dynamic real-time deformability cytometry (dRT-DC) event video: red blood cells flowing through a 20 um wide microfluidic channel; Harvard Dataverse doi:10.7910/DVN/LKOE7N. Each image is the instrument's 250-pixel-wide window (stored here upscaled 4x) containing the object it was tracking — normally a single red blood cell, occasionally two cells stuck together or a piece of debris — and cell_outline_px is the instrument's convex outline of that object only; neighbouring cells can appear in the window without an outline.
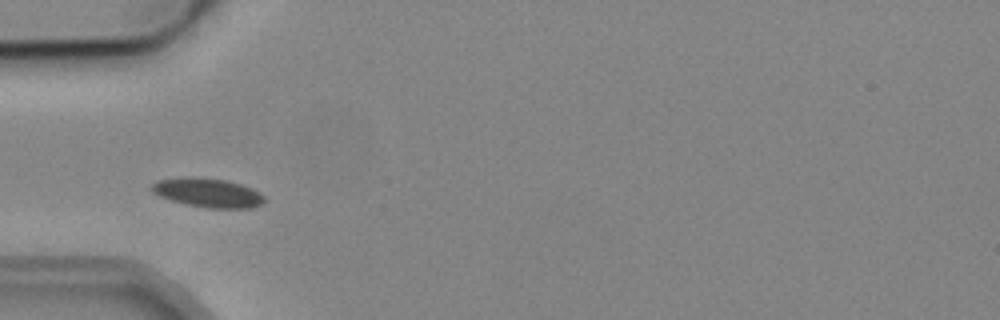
{"species": "common noctule bat (a hibernating species)", "species_latin": "Nyctalus noctula", "temperature_condition": "cold", "stored_images_in_passage": 35, "camera_frame_rate_fps": 3000, "um_per_image_px": 0.085, "animal": {"sex": "male", "body_mass_g": 19.2, "forearm_length_mm": 51.8}, "frame": {"image": 1, "passage_image": 10, "time_ms": 3.0, "image_size_px": [1000, 320], "cell_outline_px": [[264, 200], [260, 204], [248, 208], [208, 208], [184, 204], [160, 196], [152, 192], [152, 184], [156, 180], [188, 176], [224, 180], [240, 184], [264, 196]], "centroid_in_image_um": [17.59, 16.38], "position_along_channel_um": 67.4, "area_um2": 18.73}}
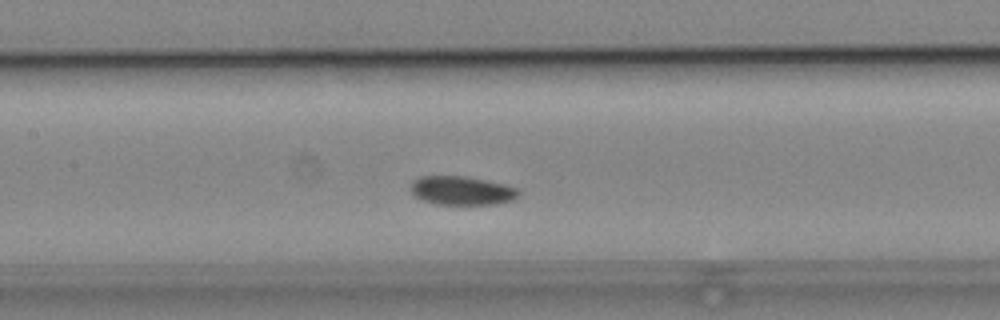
{"frame": {"image": 2, "passage_image": 18, "time_ms": 5.667, "image_size_px": [1000, 320], "cell_outline_px": [[520, 196], [512, 200], [496, 204], [436, 204], [420, 200], [412, 192], [412, 180], [420, 176], [464, 176], [504, 184], [516, 188], [520, 192]], "centroid_in_image_um": [39.25, 16.2], "position_along_channel_um": 168.1, "area_um2": 18.03}}
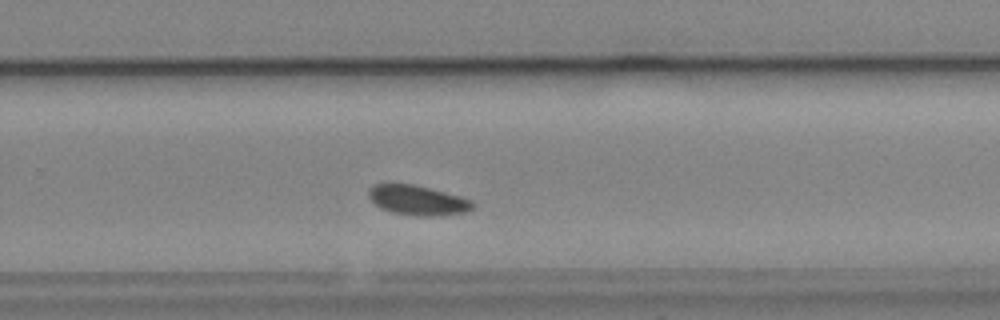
{"frame": {"image": 3, "passage_image": 28, "time_ms": 9.0, "image_size_px": [1000, 320], "cell_outline_px": [[476, 208], [468, 212], [440, 216], [416, 216], [392, 212], [380, 208], [368, 196], [368, 188], [372, 184], [412, 184], [460, 196], [472, 200], [476, 204]], "centroid_in_image_um": [35.54, 17.04], "position_along_channel_um": 294.3, "area_um2": 18.26}}